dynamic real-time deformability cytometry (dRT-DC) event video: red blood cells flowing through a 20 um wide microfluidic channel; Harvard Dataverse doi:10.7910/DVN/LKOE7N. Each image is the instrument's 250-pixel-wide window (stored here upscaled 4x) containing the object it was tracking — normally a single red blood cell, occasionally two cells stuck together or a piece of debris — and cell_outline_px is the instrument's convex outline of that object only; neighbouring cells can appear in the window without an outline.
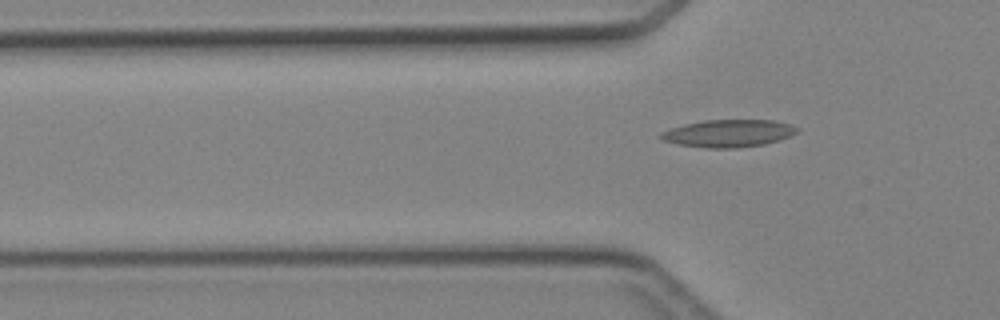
{"species": "Egyptian fruit bat (a non-hibernating species)", "species_latin": "Rousettus aegyptiacus", "temperature_condition": "cold", "stored_images_in_passage": 4, "camera_frame_rate_fps": 3000, "um_per_image_px": 0.085, "animal": {"sex": "female"}, "frame": {"image": 1, "passage_image": 4, "time_ms": 4.333, "image_size_px": [1000, 320], "cell_outline_px": [[800, 128], [792, 136], [780, 140], [764, 144], [736, 148], [704, 148], [680, 144], [664, 140], [656, 136], [660, 132], [684, 124], [704, 120], [776, 120], [792, 124]], "centroid_in_image_um": [61.95, 11.33], "position_along_channel_um": 63.8, "area_um2": 21.96}}